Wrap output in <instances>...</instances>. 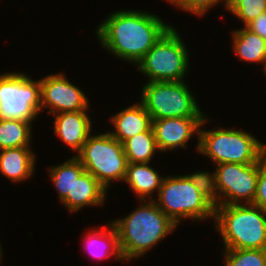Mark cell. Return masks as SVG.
<instances>
[{
    "mask_svg": "<svg viewBox=\"0 0 266 266\" xmlns=\"http://www.w3.org/2000/svg\"><path fill=\"white\" fill-rule=\"evenodd\" d=\"M171 26L152 12L121 9L103 19L95 36L115 59L136 66Z\"/></svg>",
    "mask_w": 266,
    "mask_h": 266,
    "instance_id": "1",
    "label": "cell"
},
{
    "mask_svg": "<svg viewBox=\"0 0 266 266\" xmlns=\"http://www.w3.org/2000/svg\"><path fill=\"white\" fill-rule=\"evenodd\" d=\"M139 201L140 205L126 216L111 221L117 230L126 263L144 257L178 227L153 200Z\"/></svg>",
    "mask_w": 266,
    "mask_h": 266,
    "instance_id": "2",
    "label": "cell"
},
{
    "mask_svg": "<svg viewBox=\"0 0 266 266\" xmlns=\"http://www.w3.org/2000/svg\"><path fill=\"white\" fill-rule=\"evenodd\" d=\"M209 120V121H208ZM211 120V121H210ZM213 120L203 119L196 151L209 158L215 165L222 163H257L266 154V144L243 129L215 127L206 130L204 125Z\"/></svg>",
    "mask_w": 266,
    "mask_h": 266,
    "instance_id": "3",
    "label": "cell"
},
{
    "mask_svg": "<svg viewBox=\"0 0 266 266\" xmlns=\"http://www.w3.org/2000/svg\"><path fill=\"white\" fill-rule=\"evenodd\" d=\"M215 229L224 249H266V212L254 204L215 207Z\"/></svg>",
    "mask_w": 266,
    "mask_h": 266,
    "instance_id": "4",
    "label": "cell"
},
{
    "mask_svg": "<svg viewBox=\"0 0 266 266\" xmlns=\"http://www.w3.org/2000/svg\"><path fill=\"white\" fill-rule=\"evenodd\" d=\"M153 201L178 226L182 221H214L215 206L184 174L165 176Z\"/></svg>",
    "mask_w": 266,
    "mask_h": 266,
    "instance_id": "5",
    "label": "cell"
},
{
    "mask_svg": "<svg viewBox=\"0 0 266 266\" xmlns=\"http://www.w3.org/2000/svg\"><path fill=\"white\" fill-rule=\"evenodd\" d=\"M173 25L136 64L146 82L184 81L189 69V50Z\"/></svg>",
    "mask_w": 266,
    "mask_h": 266,
    "instance_id": "6",
    "label": "cell"
},
{
    "mask_svg": "<svg viewBox=\"0 0 266 266\" xmlns=\"http://www.w3.org/2000/svg\"><path fill=\"white\" fill-rule=\"evenodd\" d=\"M76 157L107 191L113 182L125 179L128 161L123 144L108 131L91 133Z\"/></svg>",
    "mask_w": 266,
    "mask_h": 266,
    "instance_id": "7",
    "label": "cell"
},
{
    "mask_svg": "<svg viewBox=\"0 0 266 266\" xmlns=\"http://www.w3.org/2000/svg\"><path fill=\"white\" fill-rule=\"evenodd\" d=\"M140 102L151 120L178 117H206L186 81L146 82L141 87Z\"/></svg>",
    "mask_w": 266,
    "mask_h": 266,
    "instance_id": "8",
    "label": "cell"
},
{
    "mask_svg": "<svg viewBox=\"0 0 266 266\" xmlns=\"http://www.w3.org/2000/svg\"><path fill=\"white\" fill-rule=\"evenodd\" d=\"M40 79L23 72L0 74V119L35 121L40 115Z\"/></svg>",
    "mask_w": 266,
    "mask_h": 266,
    "instance_id": "9",
    "label": "cell"
},
{
    "mask_svg": "<svg viewBox=\"0 0 266 266\" xmlns=\"http://www.w3.org/2000/svg\"><path fill=\"white\" fill-rule=\"evenodd\" d=\"M215 167L219 206L253 204L261 159L252 164L222 163Z\"/></svg>",
    "mask_w": 266,
    "mask_h": 266,
    "instance_id": "10",
    "label": "cell"
},
{
    "mask_svg": "<svg viewBox=\"0 0 266 266\" xmlns=\"http://www.w3.org/2000/svg\"><path fill=\"white\" fill-rule=\"evenodd\" d=\"M40 112L45 109L55 115L63 112L89 111L86 93L69 81L63 72L40 78Z\"/></svg>",
    "mask_w": 266,
    "mask_h": 266,
    "instance_id": "11",
    "label": "cell"
},
{
    "mask_svg": "<svg viewBox=\"0 0 266 266\" xmlns=\"http://www.w3.org/2000/svg\"><path fill=\"white\" fill-rule=\"evenodd\" d=\"M205 117L161 118L152 121V129L159 153L187 149L195 135L199 141L201 123Z\"/></svg>",
    "mask_w": 266,
    "mask_h": 266,
    "instance_id": "12",
    "label": "cell"
},
{
    "mask_svg": "<svg viewBox=\"0 0 266 266\" xmlns=\"http://www.w3.org/2000/svg\"><path fill=\"white\" fill-rule=\"evenodd\" d=\"M89 111L63 112L52 115L54 134L66 146L74 151L75 156L80 152L89 135L93 132V124Z\"/></svg>",
    "mask_w": 266,
    "mask_h": 266,
    "instance_id": "13",
    "label": "cell"
},
{
    "mask_svg": "<svg viewBox=\"0 0 266 266\" xmlns=\"http://www.w3.org/2000/svg\"><path fill=\"white\" fill-rule=\"evenodd\" d=\"M109 120L114 129L108 132L122 144L134 135L146 132L152 126L150 114L140 101L112 114Z\"/></svg>",
    "mask_w": 266,
    "mask_h": 266,
    "instance_id": "14",
    "label": "cell"
},
{
    "mask_svg": "<svg viewBox=\"0 0 266 266\" xmlns=\"http://www.w3.org/2000/svg\"><path fill=\"white\" fill-rule=\"evenodd\" d=\"M108 192L92 174L84 171L74 181L72 195H68L61 204L71 213L81 211L87 206L100 207L106 202Z\"/></svg>",
    "mask_w": 266,
    "mask_h": 266,
    "instance_id": "15",
    "label": "cell"
},
{
    "mask_svg": "<svg viewBox=\"0 0 266 266\" xmlns=\"http://www.w3.org/2000/svg\"><path fill=\"white\" fill-rule=\"evenodd\" d=\"M36 162L37 156L31 147L0 150V174L15 184L35 175Z\"/></svg>",
    "mask_w": 266,
    "mask_h": 266,
    "instance_id": "16",
    "label": "cell"
},
{
    "mask_svg": "<svg viewBox=\"0 0 266 266\" xmlns=\"http://www.w3.org/2000/svg\"><path fill=\"white\" fill-rule=\"evenodd\" d=\"M91 228L85 233L83 245L92 258L97 260L115 258V261L125 262L120 246L119 236L113 223Z\"/></svg>",
    "mask_w": 266,
    "mask_h": 266,
    "instance_id": "17",
    "label": "cell"
},
{
    "mask_svg": "<svg viewBox=\"0 0 266 266\" xmlns=\"http://www.w3.org/2000/svg\"><path fill=\"white\" fill-rule=\"evenodd\" d=\"M165 176L152 167L150 163H128L125 179L129 188L139 200H153L158 194Z\"/></svg>",
    "mask_w": 266,
    "mask_h": 266,
    "instance_id": "18",
    "label": "cell"
},
{
    "mask_svg": "<svg viewBox=\"0 0 266 266\" xmlns=\"http://www.w3.org/2000/svg\"><path fill=\"white\" fill-rule=\"evenodd\" d=\"M232 50L236 56L248 63H258L266 67V42L265 39L247 29L246 27L233 29Z\"/></svg>",
    "mask_w": 266,
    "mask_h": 266,
    "instance_id": "19",
    "label": "cell"
},
{
    "mask_svg": "<svg viewBox=\"0 0 266 266\" xmlns=\"http://www.w3.org/2000/svg\"><path fill=\"white\" fill-rule=\"evenodd\" d=\"M85 171L80 160L74 155L59 165L48 168V176L62 202L68 195H72L74 181Z\"/></svg>",
    "mask_w": 266,
    "mask_h": 266,
    "instance_id": "20",
    "label": "cell"
},
{
    "mask_svg": "<svg viewBox=\"0 0 266 266\" xmlns=\"http://www.w3.org/2000/svg\"><path fill=\"white\" fill-rule=\"evenodd\" d=\"M32 124L19 119H0V150L31 147Z\"/></svg>",
    "mask_w": 266,
    "mask_h": 266,
    "instance_id": "21",
    "label": "cell"
},
{
    "mask_svg": "<svg viewBox=\"0 0 266 266\" xmlns=\"http://www.w3.org/2000/svg\"><path fill=\"white\" fill-rule=\"evenodd\" d=\"M123 148L128 163H150L159 152L152 126L146 132L127 139Z\"/></svg>",
    "mask_w": 266,
    "mask_h": 266,
    "instance_id": "22",
    "label": "cell"
},
{
    "mask_svg": "<svg viewBox=\"0 0 266 266\" xmlns=\"http://www.w3.org/2000/svg\"><path fill=\"white\" fill-rule=\"evenodd\" d=\"M224 266H266V249H224Z\"/></svg>",
    "mask_w": 266,
    "mask_h": 266,
    "instance_id": "23",
    "label": "cell"
},
{
    "mask_svg": "<svg viewBox=\"0 0 266 266\" xmlns=\"http://www.w3.org/2000/svg\"><path fill=\"white\" fill-rule=\"evenodd\" d=\"M225 10L240 19L245 27L266 12V0H226Z\"/></svg>",
    "mask_w": 266,
    "mask_h": 266,
    "instance_id": "24",
    "label": "cell"
},
{
    "mask_svg": "<svg viewBox=\"0 0 266 266\" xmlns=\"http://www.w3.org/2000/svg\"><path fill=\"white\" fill-rule=\"evenodd\" d=\"M186 176L190 182L203 194L215 207L219 206V193L217 188L216 172L194 171Z\"/></svg>",
    "mask_w": 266,
    "mask_h": 266,
    "instance_id": "25",
    "label": "cell"
},
{
    "mask_svg": "<svg viewBox=\"0 0 266 266\" xmlns=\"http://www.w3.org/2000/svg\"><path fill=\"white\" fill-rule=\"evenodd\" d=\"M169 2L175 8L183 10L184 12H190L191 14L203 17L208 13V10L218 6V4H224L226 8V0H165Z\"/></svg>",
    "mask_w": 266,
    "mask_h": 266,
    "instance_id": "26",
    "label": "cell"
},
{
    "mask_svg": "<svg viewBox=\"0 0 266 266\" xmlns=\"http://www.w3.org/2000/svg\"><path fill=\"white\" fill-rule=\"evenodd\" d=\"M254 205L266 212V154L261 158Z\"/></svg>",
    "mask_w": 266,
    "mask_h": 266,
    "instance_id": "27",
    "label": "cell"
},
{
    "mask_svg": "<svg viewBox=\"0 0 266 266\" xmlns=\"http://www.w3.org/2000/svg\"><path fill=\"white\" fill-rule=\"evenodd\" d=\"M262 38H266V12L261 13L257 18L245 26Z\"/></svg>",
    "mask_w": 266,
    "mask_h": 266,
    "instance_id": "28",
    "label": "cell"
},
{
    "mask_svg": "<svg viewBox=\"0 0 266 266\" xmlns=\"http://www.w3.org/2000/svg\"><path fill=\"white\" fill-rule=\"evenodd\" d=\"M2 255H3V250H2V245L0 242V263L2 262Z\"/></svg>",
    "mask_w": 266,
    "mask_h": 266,
    "instance_id": "29",
    "label": "cell"
},
{
    "mask_svg": "<svg viewBox=\"0 0 266 266\" xmlns=\"http://www.w3.org/2000/svg\"><path fill=\"white\" fill-rule=\"evenodd\" d=\"M262 73L266 76V67H265V69L263 70Z\"/></svg>",
    "mask_w": 266,
    "mask_h": 266,
    "instance_id": "30",
    "label": "cell"
}]
</instances>
